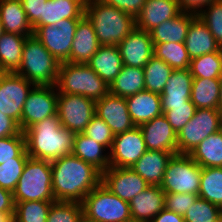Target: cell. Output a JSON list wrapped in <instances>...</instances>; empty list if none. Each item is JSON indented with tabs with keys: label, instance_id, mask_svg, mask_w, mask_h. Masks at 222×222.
I'll return each mask as SVG.
<instances>
[{
	"label": "cell",
	"instance_id": "91938a15",
	"mask_svg": "<svg viewBox=\"0 0 222 222\" xmlns=\"http://www.w3.org/2000/svg\"><path fill=\"white\" fill-rule=\"evenodd\" d=\"M3 33H4L3 24L1 23L0 20V37L3 35Z\"/></svg>",
	"mask_w": 222,
	"mask_h": 222
},
{
	"label": "cell",
	"instance_id": "d4e9b609",
	"mask_svg": "<svg viewBox=\"0 0 222 222\" xmlns=\"http://www.w3.org/2000/svg\"><path fill=\"white\" fill-rule=\"evenodd\" d=\"M185 46L191 59L221 49L207 25L198 16L190 23Z\"/></svg>",
	"mask_w": 222,
	"mask_h": 222
},
{
	"label": "cell",
	"instance_id": "9f6ffc18",
	"mask_svg": "<svg viewBox=\"0 0 222 222\" xmlns=\"http://www.w3.org/2000/svg\"><path fill=\"white\" fill-rule=\"evenodd\" d=\"M219 79H220V94H219L218 109L222 113V74Z\"/></svg>",
	"mask_w": 222,
	"mask_h": 222
},
{
	"label": "cell",
	"instance_id": "be15d7a7",
	"mask_svg": "<svg viewBox=\"0 0 222 222\" xmlns=\"http://www.w3.org/2000/svg\"><path fill=\"white\" fill-rule=\"evenodd\" d=\"M212 222H222L220 218L216 219L215 221Z\"/></svg>",
	"mask_w": 222,
	"mask_h": 222
},
{
	"label": "cell",
	"instance_id": "7bdbcfd3",
	"mask_svg": "<svg viewBox=\"0 0 222 222\" xmlns=\"http://www.w3.org/2000/svg\"><path fill=\"white\" fill-rule=\"evenodd\" d=\"M220 207L198 197L183 216L185 222H212L219 218Z\"/></svg>",
	"mask_w": 222,
	"mask_h": 222
},
{
	"label": "cell",
	"instance_id": "30bf717a",
	"mask_svg": "<svg viewBox=\"0 0 222 222\" xmlns=\"http://www.w3.org/2000/svg\"><path fill=\"white\" fill-rule=\"evenodd\" d=\"M95 103L82 95L58 93L57 115L62 127L75 134L83 133L96 115Z\"/></svg>",
	"mask_w": 222,
	"mask_h": 222
},
{
	"label": "cell",
	"instance_id": "db71d44e",
	"mask_svg": "<svg viewBox=\"0 0 222 222\" xmlns=\"http://www.w3.org/2000/svg\"><path fill=\"white\" fill-rule=\"evenodd\" d=\"M150 222H185L182 215L164 208Z\"/></svg>",
	"mask_w": 222,
	"mask_h": 222
},
{
	"label": "cell",
	"instance_id": "cb8c5ba5",
	"mask_svg": "<svg viewBox=\"0 0 222 222\" xmlns=\"http://www.w3.org/2000/svg\"><path fill=\"white\" fill-rule=\"evenodd\" d=\"M126 103L135 126H140L163 114L160 94L148 90L126 97Z\"/></svg>",
	"mask_w": 222,
	"mask_h": 222
},
{
	"label": "cell",
	"instance_id": "7a4b0ae2",
	"mask_svg": "<svg viewBox=\"0 0 222 222\" xmlns=\"http://www.w3.org/2000/svg\"><path fill=\"white\" fill-rule=\"evenodd\" d=\"M23 133L29 157L52 162L73 153L75 133L62 127L58 115L35 123Z\"/></svg>",
	"mask_w": 222,
	"mask_h": 222
},
{
	"label": "cell",
	"instance_id": "f6af8a7d",
	"mask_svg": "<svg viewBox=\"0 0 222 222\" xmlns=\"http://www.w3.org/2000/svg\"><path fill=\"white\" fill-rule=\"evenodd\" d=\"M83 133L96 142L105 146L107 150L111 149L115 135L112 132L111 128L106 124V122L97 115H95L91 119L90 123L86 126Z\"/></svg>",
	"mask_w": 222,
	"mask_h": 222
},
{
	"label": "cell",
	"instance_id": "8992f818",
	"mask_svg": "<svg viewBox=\"0 0 222 222\" xmlns=\"http://www.w3.org/2000/svg\"><path fill=\"white\" fill-rule=\"evenodd\" d=\"M51 162L28 157L13 192L14 202L56 201L52 192Z\"/></svg>",
	"mask_w": 222,
	"mask_h": 222
},
{
	"label": "cell",
	"instance_id": "484cf974",
	"mask_svg": "<svg viewBox=\"0 0 222 222\" xmlns=\"http://www.w3.org/2000/svg\"><path fill=\"white\" fill-rule=\"evenodd\" d=\"M87 64L108 86L123 68V61L117 46L100 45Z\"/></svg>",
	"mask_w": 222,
	"mask_h": 222
},
{
	"label": "cell",
	"instance_id": "ba28073f",
	"mask_svg": "<svg viewBox=\"0 0 222 222\" xmlns=\"http://www.w3.org/2000/svg\"><path fill=\"white\" fill-rule=\"evenodd\" d=\"M202 168L187 154H175L169 160L161 189L165 193H199Z\"/></svg>",
	"mask_w": 222,
	"mask_h": 222
},
{
	"label": "cell",
	"instance_id": "9a60e30c",
	"mask_svg": "<svg viewBox=\"0 0 222 222\" xmlns=\"http://www.w3.org/2000/svg\"><path fill=\"white\" fill-rule=\"evenodd\" d=\"M101 183L110 192L127 202L150 186L131 168L118 167H109L102 172Z\"/></svg>",
	"mask_w": 222,
	"mask_h": 222
},
{
	"label": "cell",
	"instance_id": "6f0895ef",
	"mask_svg": "<svg viewBox=\"0 0 222 222\" xmlns=\"http://www.w3.org/2000/svg\"><path fill=\"white\" fill-rule=\"evenodd\" d=\"M125 222H146V221L135 219V218L131 217V218L127 219Z\"/></svg>",
	"mask_w": 222,
	"mask_h": 222
},
{
	"label": "cell",
	"instance_id": "11a10c76",
	"mask_svg": "<svg viewBox=\"0 0 222 222\" xmlns=\"http://www.w3.org/2000/svg\"><path fill=\"white\" fill-rule=\"evenodd\" d=\"M0 222H14V213H0Z\"/></svg>",
	"mask_w": 222,
	"mask_h": 222
},
{
	"label": "cell",
	"instance_id": "8d00e7d4",
	"mask_svg": "<svg viewBox=\"0 0 222 222\" xmlns=\"http://www.w3.org/2000/svg\"><path fill=\"white\" fill-rule=\"evenodd\" d=\"M154 56L162 59L173 69H187L191 58L186 50L185 43H153Z\"/></svg>",
	"mask_w": 222,
	"mask_h": 222
},
{
	"label": "cell",
	"instance_id": "4fadbf2b",
	"mask_svg": "<svg viewBox=\"0 0 222 222\" xmlns=\"http://www.w3.org/2000/svg\"><path fill=\"white\" fill-rule=\"evenodd\" d=\"M58 90L56 85H35L29 92L21 115V131L35 123L57 115Z\"/></svg>",
	"mask_w": 222,
	"mask_h": 222
},
{
	"label": "cell",
	"instance_id": "8fae6325",
	"mask_svg": "<svg viewBox=\"0 0 222 222\" xmlns=\"http://www.w3.org/2000/svg\"><path fill=\"white\" fill-rule=\"evenodd\" d=\"M79 20L63 19L54 25L37 26L33 29V35L59 63L69 62L71 45Z\"/></svg>",
	"mask_w": 222,
	"mask_h": 222
},
{
	"label": "cell",
	"instance_id": "f907efd6",
	"mask_svg": "<svg viewBox=\"0 0 222 222\" xmlns=\"http://www.w3.org/2000/svg\"><path fill=\"white\" fill-rule=\"evenodd\" d=\"M20 132L19 124L0 111V138L14 136Z\"/></svg>",
	"mask_w": 222,
	"mask_h": 222
},
{
	"label": "cell",
	"instance_id": "7dc6e473",
	"mask_svg": "<svg viewBox=\"0 0 222 222\" xmlns=\"http://www.w3.org/2000/svg\"><path fill=\"white\" fill-rule=\"evenodd\" d=\"M198 197L192 193H165V208L184 216Z\"/></svg>",
	"mask_w": 222,
	"mask_h": 222
},
{
	"label": "cell",
	"instance_id": "1f68e13d",
	"mask_svg": "<svg viewBox=\"0 0 222 222\" xmlns=\"http://www.w3.org/2000/svg\"><path fill=\"white\" fill-rule=\"evenodd\" d=\"M145 90L144 69L124 65L109 86V92L119 97H128Z\"/></svg>",
	"mask_w": 222,
	"mask_h": 222
},
{
	"label": "cell",
	"instance_id": "52a82bcc",
	"mask_svg": "<svg viewBox=\"0 0 222 222\" xmlns=\"http://www.w3.org/2000/svg\"><path fill=\"white\" fill-rule=\"evenodd\" d=\"M81 204L83 215L94 222H125L131 218L129 202L110 192L102 183Z\"/></svg>",
	"mask_w": 222,
	"mask_h": 222
},
{
	"label": "cell",
	"instance_id": "3957f363",
	"mask_svg": "<svg viewBox=\"0 0 222 222\" xmlns=\"http://www.w3.org/2000/svg\"><path fill=\"white\" fill-rule=\"evenodd\" d=\"M85 15L92 22L100 45L117 46L136 28L133 16L102 0H89Z\"/></svg>",
	"mask_w": 222,
	"mask_h": 222
},
{
	"label": "cell",
	"instance_id": "836d02e7",
	"mask_svg": "<svg viewBox=\"0 0 222 222\" xmlns=\"http://www.w3.org/2000/svg\"><path fill=\"white\" fill-rule=\"evenodd\" d=\"M220 79L193 78L190 100L197 109H218Z\"/></svg>",
	"mask_w": 222,
	"mask_h": 222
},
{
	"label": "cell",
	"instance_id": "60d3db41",
	"mask_svg": "<svg viewBox=\"0 0 222 222\" xmlns=\"http://www.w3.org/2000/svg\"><path fill=\"white\" fill-rule=\"evenodd\" d=\"M82 216L80 202L56 201L51 205L47 222H80Z\"/></svg>",
	"mask_w": 222,
	"mask_h": 222
},
{
	"label": "cell",
	"instance_id": "4316f807",
	"mask_svg": "<svg viewBox=\"0 0 222 222\" xmlns=\"http://www.w3.org/2000/svg\"><path fill=\"white\" fill-rule=\"evenodd\" d=\"M197 16L193 13L181 12L175 18L165 20L150 31L153 43H185L190 23Z\"/></svg>",
	"mask_w": 222,
	"mask_h": 222
},
{
	"label": "cell",
	"instance_id": "94428289",
	"mask_svg": "<svg viewBox=\"0 0 222 222\" xmlns=\"http://www.w3.org/2000/svg\"><path fill=\"white\" fill-rule=\"evenodd\" d=\"M219 218H220L221 221H222V208H220V211H219Z\"/></svg>",
	"mask_w": 222,
	"mask_h": 222
},
{
	"label": "cell",
	"instance_id": "7402d4cb",
	"mask_svg": "<svg viewBox=\"0 0 222 222\" xmlns=\"http://www.w3.org/2000/svg\"><path fill=\"white\" fill-rule=\"evenodd\" d=\"M178 152L147 150L131 167L150 186H160L169 160Z\"/></svg>",
	"mask_w": 222,
	"mask_h": 222
},
{
	"label": "cell",
	"instance_id": "680465c9",
	"mask_svg": "<svg viewBox=\"0 0 222 222\" xmlns=\"http://www.w3.org/2000/svg\"><path fill=\"white\" fill-rule=\"evenodd\" d=\"M80 222H94L93 220H90L88 218H86L84 215L82 216Z\"/></svg>",
	"mask_w": 222,
	"mask_h": 222
},
{
	"label": "cell",
	"instance_id": "b9f144b4",
	"mask_svg": "<svg viewBox=\"0 0 222 222\" xmlns=\"http://www.w3.org/2000/svg\"><path fill=\"white\" fill-rule=\"evenodd\" d=\"M198 17L207 25L216 42L222 48V0L206 6Z\"/></svg>",
	"mask_w": 222,
	"mask_h": 222
},
{
	"label": "cell",
	"instance_id": "681fc988",
	"mask_svg": "<svg viewBox=\"0 0 222 222\" xmlns=\"http://www.w3.org/2000/svg\"><path fill=\"white\" fill-rule=\"evenodd\" d=\"M136 18L144 7L146 0H102Z\"/></svg>",
	"mask_w": 222,
	"mask_h": 222
},
{
	"label": "cell",
	"instance_id": "e575fe53",
	"mask_svg": "<svg viewBox=\"0 0 222 222\" xmlns=\"http://www.w3.org/2000/svg\"><path fill=\"white\" fill-rule=\"evenodd\" d=\"M198 196L222 207V167L202 168Z\"/></svg>",
	"mask_w": 222,
	"mask_h": 222
},
{
	"label": "cell",
	"instance_id": "ee69618b",
	"mask_svg": "<svg viewBox=\"0 0 222 222\" xmlns=\"http://www.w3.org/2000/svg\"><path fill=\"white\" fill-rule=\"evenodd\" d=\"M196 109V106L189 100L185 105L170 106V110H162V112L173 130L178 134L194 116Z\"/></svg>",
	"mask_w": 222,
	"mask_h": 222
},
{
	"label": "cell",
	"instance_id": "5b68a950",
	"mask_svg": "<svg viewBox=\"0 0 222 222\" xmlns=\"http://www.w3.org/2000/svg\"><path fill=\"white\" fill-rule=\"evenodd\" d=\"M60 63L34 36L25 39L17 74L35 85H56Z\"/></svg>",
	"mask_w": 222,
	"mask_h": 222
},
{
	"label": "cell",
	"instance_id": "f5cc1de1",
	"mask_svg": "<svg viewBox=\"0 0 222 222\" xmlns=\"http://www.w3.org/2000/svg\"><path fill=\"white\" fill-rule=\"evenodd\" d=\"M13 193L0 187V213H14Z\"/></svg>",
	"mask_w": 222,
	"mask_h": 222
},
{
	"label": "cell",
	"instance_id": "d6a6232c",
	"mask_svg": "<svg viewBox=\"0 0 222 222\" xmlns=\"http://www.w3.org/2000/svg\"><path fill=\"white\" fill-rule=\"evenodd\" d=\"M188 155L201 168L222 167V129L209 135Z\"/></svg>",
	"mask_w": 222,
	"mask_h": 222
},
{
	"label": "cell",
	"instance_id": "277c9868",
	"mask_svg": "<svg viewBox=\"0 0 222 222\" xmlns=\"http://www.w3.org/2000/svg\"><path fill=\"white\" fill-rule=\"evenodd\" d=\"M56 87L58 93L82 95L95 102L109 92L107 83L87 63H60Z\"/></svg>",
	"mask_w": 222,
	"mask_h": 222
},
{
	"label": "cell",
	"instance_id": "c3c4849f",
	"mask_svg": "<svg viewBox=\"0 0 222 222\" xmlns=\"http://www.w3.org/2000/svg\"><path fill=\"white\" fill-rule=\"evenodd\" d=\"M47 0H21L22 8L26 12L28 22L35 29L42 26V10L43 4Z\"/></svg>",
	"mask_w": 222,
	"mask_h": 222
},
{
	"label": "cell",
	"instance_id": "83f0119b",
	"mask_svg": "<svg viewBox=\"0 0 222 222\" xmlns=\"http://www.w3.org/2000/svg\"><path fill=\"white\" fill-rule=\"evenodd\" d=\"M0 20L4 32L32 36L34 30L28 22L21 0H0Z\"/></svg>",
	"mask_w": 222,
	"mask_h": 222
},
{
	"label": "cell",
	"instance_id": "e0dca14e",
	"mask_svg": "<svg viewBox=\"0 0 222 222\" xmlns=\"http://www.w3.org/2000/svg\"><path fill=\"white\" fill-rule=\"evenodd\" d=\"M95 112L111 128L114 135L135 127L124 97L108 92L100 100L96 101Z\"/></svg>",
	"mask_w": 222,
	"mask_h": 222
},
{
	"label": "cell",
	"instance_id": "6125c7cd",
	"mask_svg": "<svg viewBox=\"0 0 222 222\" xmlns=\"http://www.w3.org/2000/svg\"><path fill=\"white\" fill-rule=\"evenodd\" d=\"M80 1H81L84 5H86L89 0H80Z\"/></svg>",
	"mask_w": 222,
	"mask_h": 222
},
{
	"label": "cell",
	"instance_id": "9c48e42d",
	"mask_svg": "<svg viewBox=\"0 0 222 222\" xmlns=\"http://www.w3.org/2000/svg\"><path fill=\"white\" fill-rule=\"evenodd\" d=\"M222 129L219 109H196L194 116L177 134L178 154H189L209 135Z\"/></svg>",
	"mask_w": 222,
	"mask_h": 222
},
{
	"label": "cell",
	"instance_id": "ac0fdd59",
	"mask_svg": "<svg viewBox=\"0 0 222 222\" xmlns=\"http://www.w3.org/2000/svg\"><path fill=\"white\" fill-rule=\"evenodd\" d=\"M139 127L147 150L177 152V134L163 114Z\"/></svg>",
	"mask_w": 222,
	"mask_h": 222
},
{
	"label": "cell",
	"instance_id": "6da1fadb",
	"mask_svg": "<svg viewBox=\"0 0 222 222\" xmlns=\"http://www.w3.org/2000/svg\"><path fill=\"white\" fill-rule=\"evenodd\" d=\"M51 169L56 201L81 203L102 181L100 170L73 153L52 161Z\"/></svg>",
	"mask_w": 222,
	"mask_h": 222
},
{
	"label": "cell",
	"instance_id": "5bb4252c",
	"mask_svg": "<svg viewBox=\"0 0 222 222\" xmlns=\"http://www.w3.org/2000/svg\"><path fill=\"white\" fill-rule=\"evenodd\" d=\"M146 151L139 126L116 134L109 150L110 167L131 168Z\"/></svg>",
	"mask_w": 222,
	"mask_h": 222
},
{
	"label": "cell",
	"instance_id": "f1b7e54d",
	"mask_svg": "<svg viewBox=\"0 0 222 222\" xmlns=\"http://www.w3.org/2000/svg\"><path fill=\"white\" fill-rule=\"evenodd\" d=\"M106 149L105 146L84 133L75 134L73 154L83 161L92 164L101 172L106 171L110 167L109 151Z\"/></svg>",
	"mask_w": 222,
	"mask_h": 222
},
{
	"label": "cell",
	"instance_id": "ffe728a7",
	"mask_svg": "<svg viewBox=\"0 0 222 222\" xmlns=\"http://www.w3.org/2000/svg\"><path fill=\"white\" fill-rule=\"evenodd\" d=\"M100 44L92 22L84 15L77 24L71 45L69 62L86 64L97 52Z\"/></svg>",
	"mask_w": 222,
	"mask_h": 222
},
{
	"label": "cell",
	"instance_id": "f546056e",
	"mask_svg": "<svg viewBox=\"0 0 222 222\" xmlns=\"http://www.w3.org/2000/svg\"><path fill=\"white\" fill-rule=\"evenodd\" d=\"M84 15L85 5L80 0H47L43 4L42 26L63 19H81Z\"/></svg>",
	"mask_w": 222,
	"mask_h": 222
},
{
	"label": "cell",
	"instance_id": "bcb514c9",
	"mask_svg": "<svg viewBox=\"0 0 222 222\" xmlns=\"http://www.w3.org/2000/svg\"><path fill=\"white\" fill-rule=\"evenodd\" d=\"M25 149V136L22 131L14 136L0 138V164L15 161Z\"/></svg>",
	"mask_w": 222,
	"mask_h": 222
},
{
	"label": "cell",
	"instance_id": "d6986e66",
	"mask_svg": "<svg viewBox=\"0 0 222 222\" xmlns=\"http://www.w3.org/2000/svg\"><path fill=\"white\" fill-rule=\"evenodd\" d=\"M192 81L189 68L174 69L160 94L161 109L170 110V106L185 105L190 100Z\"/></svg>",
	"mask_w": 222,
	"mask_h": 222
},
{
	"label": "cell",
	"instance_id": "f35d334b",
	"mask_svg": "<svg viewBox=\"0 0 222 222\" xmlns=\"http://www.w3.org/2000/svg\"><path fill=\"white\" fill-rule=\"evenodd\" d=\"M56 201L15 202L14 222H47L51 205Z\"/></svg>",
	"mask_w": 222,
	"mask_h": 222
},
{
	"label": "cell",
	"instance_id": "2e32d148",
	"mask_svg": "<svg viewBox=\"0 0 222 222\" xmlns=\"http://www.w3.org/2000/svg\"><path fill=\"white\" fill-rule=\"evenodd\" d=\"M123 65L143 68L154 56V44L150 32L133 29L118 45Z\"/></svg>",
	"mask_w": 222,
	"mask_h": 222
},
{
	"label": "cell",
	"instance_id": "74e56055",
	"mask_svg": "<svg viewBox=\"0 0 222 222\" xmlns=\"http://www.w3.org/2000/svg\"><path fill=\"white\" fill-rule=\"evenodd\" d=\"M189 69L193 78L219 79L222 74V48L191 59Z\"/></svg>",
	"mask_w": 222,
	"mask_h": 222
},
{
	"label": "cell",
	"instance_id": "44dd1931",
	"mask_svg": "<svg viewBox=\"0 0 222 222\" xmlns=\"http://www.w3.org/2000/svg\"><path fill=\"white\" fill-rule=\"evenodd\" d=\"M181 13L177 0H146L141 13L135 18L136 28L150 32L165 20Z\"/></svg>",
	"mask_w": 222,
	"mask_h": 222
},
{
	"label": "cell",
	"instance_id": "7c38bea8",
	"mask_svg": "<svg viewBox=\"0 0 222 222\" xmlns=\"http://www.w3.org/2000/svg\"><path fill=\"white\" fill-rule=\"evenodd\" d=\"M33 82L16 72H0V111L14 119L21 129V115Z\"/></svg>",
	"mask_w": 222,
	"mask_h": 222
},
{
	"label": "cell",
	"instance_id": "d590c367",
	"mask_svg": "<svg viewBox=\"0 0 222 222\" xmlns=\"http://www.w3.org/2000/svg\"><path fill=\"white\" fill-rule=\"evenodd\" d=\"M145 76V90L161 94L173 72L168 64L162 59L153 56L143 67Z\"/></svg>",
	"mask_w": 222,
	"mask_h": 222
},
{
	"label": "cell",
	"instance_id": "816d5d0a",
	"mask_svg": "<svg viewBox=\"0 0 222 222\" xmlns=\"http://www.w3.org/2000/svg\"><path fill=\"white\" fill-rule=\"evenodd\" d=\"M181 12L198 15L206 6L216 0H177Z\"/></svg>",
	"mask_w": 222,
	"mask_h": 222
},
{
	"label": "cell",
	"instance_id": "4dcf8cb0",
	"mask_svg": "<svg viewBox=\"0 0 222 222\" xmlns=\"http://www.w3.org/2000/svg\"><path fill=\"white\" fill-rule=\"evenodd\" d=\"M26 38L14 33H3L0 37V72L18 71Z\"/></svg>",
	"mask_w": 222,
	"mask_h": 222
},
{
	"label": "cell",
	"instance_id": "603a6c76",
	"mask_svg": "<svg viewBox=\"0 0 222 222\" xmlns=\"http://www.w3.org/2000/svg\"><path fill=\"white\" fill-rule=\"evenodd\" d=\"M131 217L150 222L165 208V192L160 186H149L129 202Z\"/></svg>",
	"mask_w": 222,
	"mask_h": 222
},
{
	"label": "cell",
	"instance_id": "ab89813d",
	"mask_svg": "<svg viewBox=\"0 0 222 222\" xmlns=\"http://www.w3.org/2000/svg\"><path fill=\"white\" fill-rule=\"evenodd\" d=\"M29 155L26 149L15 158V161H7L0 164V187L14 192L20 179Z\"/></svg>",
	"mask_w": 222,
	"mask_h": 222
}]
</instances>
